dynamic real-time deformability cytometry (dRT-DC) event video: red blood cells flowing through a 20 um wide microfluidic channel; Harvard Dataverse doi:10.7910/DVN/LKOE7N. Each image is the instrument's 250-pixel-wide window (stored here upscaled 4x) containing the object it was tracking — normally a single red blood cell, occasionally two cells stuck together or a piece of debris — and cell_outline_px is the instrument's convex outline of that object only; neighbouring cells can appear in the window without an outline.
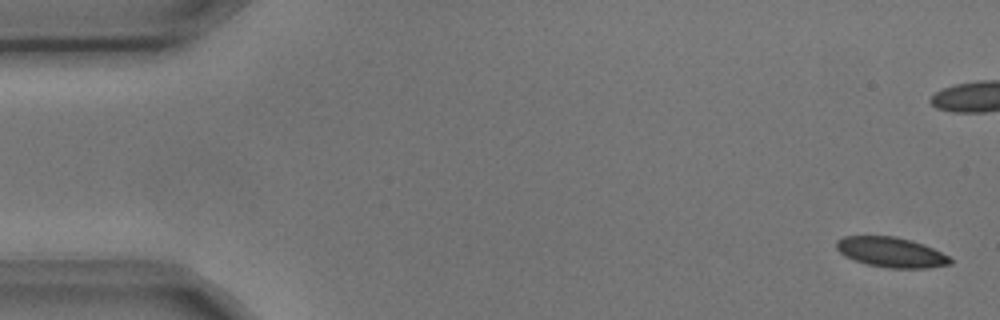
{"species": "common noctule bat (a hibernating species)", "species_latin": "Nyctalus noctula", "temperature_condition": "cold", "stored_images_in_passage": 6, "camera_frame_rate_fps": 3000, "um_per_image_px": 0.085, "animal": {"sex": "male", "body_mass_g": 17.9, "forearm_length_mm": 54.2}, "frame": {"image": 1, "passage_image": 1, "time_ms": 0.0, "image_size_px": [1000, 320], "cell_outline_px": [[952, 264], [928, 268], [888, 268], [868, 264], [844, 256], [836, 248], [836, 240], [844, 236], [896, 236], [912, 240], [924, 244], [948, 256], [952, 260]], "centroid_in_image_um": [75.75, 21.43], "position_along_channel_um": 9.3, "area_um2": 19.94}}
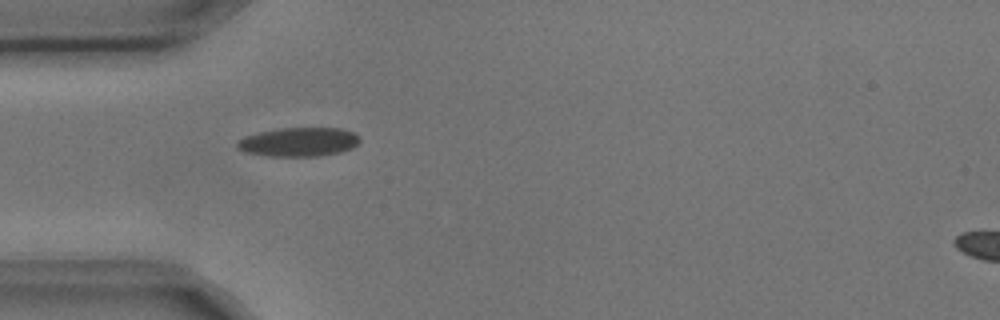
{"frame": {"image": 2, "passage_image": 6, "time_ms": 1.667, "image_size_px": [1000, 320], "cell_outline_px": [[360, 140], [352, 148], [340, 152], [320, 156], [268, 156], [244, 152], [236, 148], [236, 140], [244, 136], [260, 132], [280, 128], [340, 128], [352, 132], [360, 136]], "centroid_in_image_um": [25.36, 12.07], "position_along_channel_um": 59.6, "area_um2": 20.81}}